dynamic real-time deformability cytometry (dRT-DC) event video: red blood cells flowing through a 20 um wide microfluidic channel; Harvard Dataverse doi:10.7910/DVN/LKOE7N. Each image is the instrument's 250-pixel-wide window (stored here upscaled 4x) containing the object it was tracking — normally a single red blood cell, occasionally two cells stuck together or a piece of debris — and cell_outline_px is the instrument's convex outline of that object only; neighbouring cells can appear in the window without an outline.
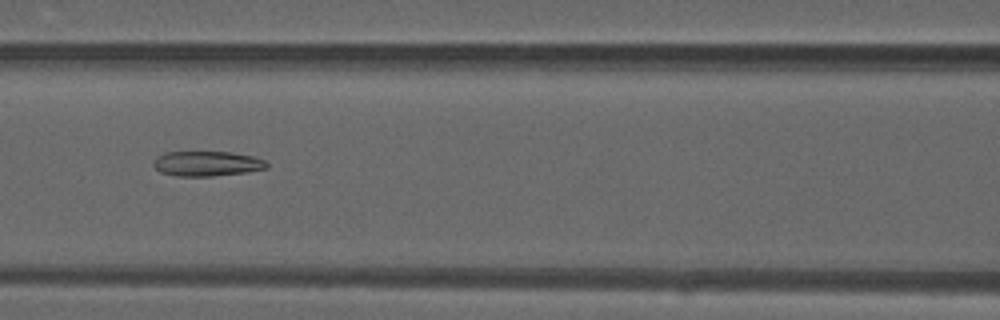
{"species": "common noctule bat (a hibernating species)", "species_latin": "Nyctalus noctula", "temperature_condition": "warm", "stored_images_in_passage": 38, "camera_frame_rate_fps": 3000, "um_per_image_px": 0.085, "animal": {"sex": "male", "forearm_length_mm": 52.5}, "frame": {"image": 1, "passage_image": 11, "time_ms": 3.333, "image_size_px": [1000, 320], "cell_outline_px": [[268, 168], [248, 172], [212, 176], [176, 176], [160, 172], [152, 164], [164, 152], [232, 152], [256, 156], [264, 160], [268, 164]], "centroid_in_image_um": [17.65, 13.91], "position_along_channel_um": 149.0, "area_um2": 16.53}}
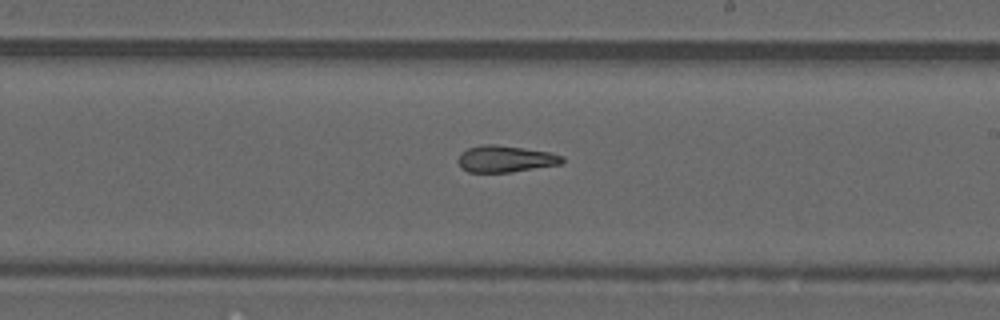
{"frame": {"image": 2, "passage_image": 18, "time_ms": 5.667, "image_size_px": [1000, 320], "cell_outline_px": [[564, 160], [560, 164], [512, 172], [468, 172], [460, 168], [456, 160], [460, 152], [468, 148], [484, 144], [496, 144], [524, 148], [548, 152], [564, 156]], "centroid_in_image_um": [42.9, 13.5], "position_along_channel_um": 246.1, "area_um2": 16.3}}
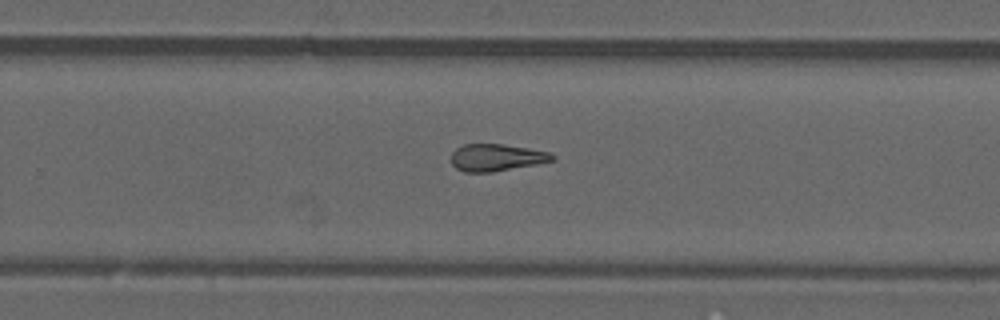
{"frame": {"image": 3, "passage_image": 21, "time_ms": 6.667, "image_size_px": [1000, 320], "cell_outline_px": [[556, 156], [552, 160], [536, 164], [492, 172], [464, 172], [456, 168], [452, 164], [452, 152], [456, 148], [464, 144], [504, 144], [552, 152]], "centroid_in_image_um": [42.2, 13.38], "position_along_channel_um": 287.6, "area_um2": 15.95}, "authors_computed_cell_mechanics": {"area_um2": 16.762, "velocity_mm_per_s": 4.1828, "shape_relaxation_time_tau1_ms": null, "shape_relaxation_time_tau2_ms": 3.6302, "deformation_change_tau1": null, "deformation_change_tau2": 0.1426}}